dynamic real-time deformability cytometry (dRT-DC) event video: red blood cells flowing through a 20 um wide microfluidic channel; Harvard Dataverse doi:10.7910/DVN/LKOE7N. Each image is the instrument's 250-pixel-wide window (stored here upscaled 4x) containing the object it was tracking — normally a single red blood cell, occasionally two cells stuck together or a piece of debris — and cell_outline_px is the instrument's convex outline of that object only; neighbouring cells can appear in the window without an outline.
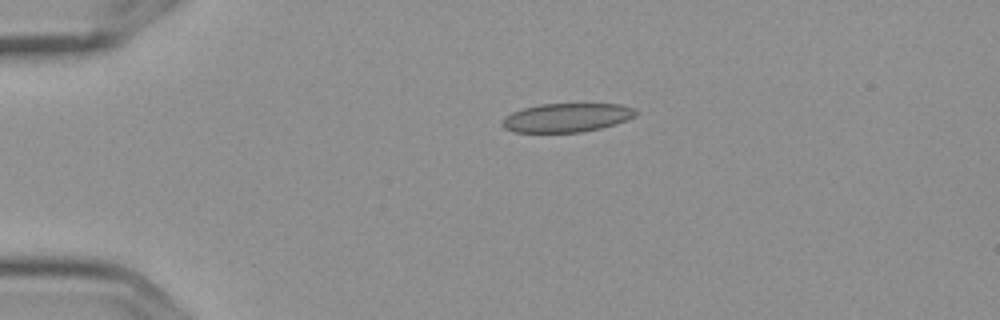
{"species": "Egyptian fruit bat (a non-hibernating species)", "species_latin": "Rousettus aegyptiacus", "temperature_condition": "cold", "stored_images_in_passage": 13, "camera_frame_rate_fps": 3000, "um_per_image_px": 0.085, "frame": {"image": 1, "passage_image": 2, "time_ms": 0.333, "image_size_px": [1000, 320], "cell_outline_px": [[636, 116], [616, 124], [600, 128], [580, 132], [512, 132], [504, 128], [500, 124], [512, 112], [524, 108], [540, 104], [620, 104], [632, 108], [636, 112]], "centroid_in_image_um": [48.17, 10.0], "position_along_channel_um": 36.8, "area_um2": 22.2}}
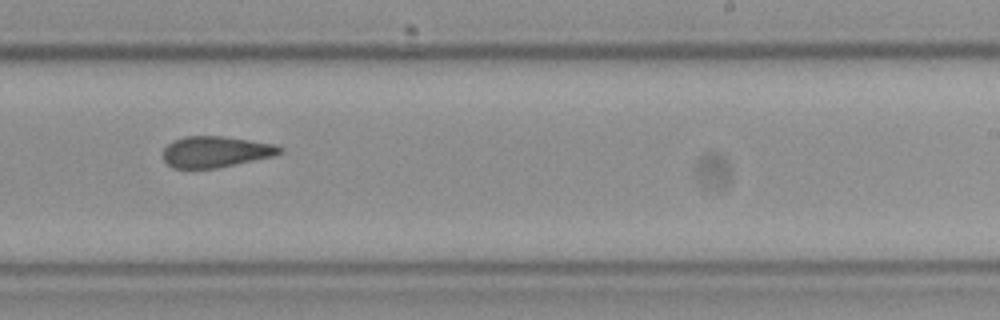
{"frame": {"image": 2, "passage_image": 8, "time_ms": 2.333, "image_size_px": [1000, 320], "cell_outline_px": [[284, 152], [276, 156], [216, 168], [172, 168], [164, 160], [164, 148], [172, 140], [184, 136], [224, 136], [276, 144], [284, 148]], "centroid_in_image_um": [18.38, 12.89], "position_along_channel_um": 270.6, "area_um2": 21.39}}
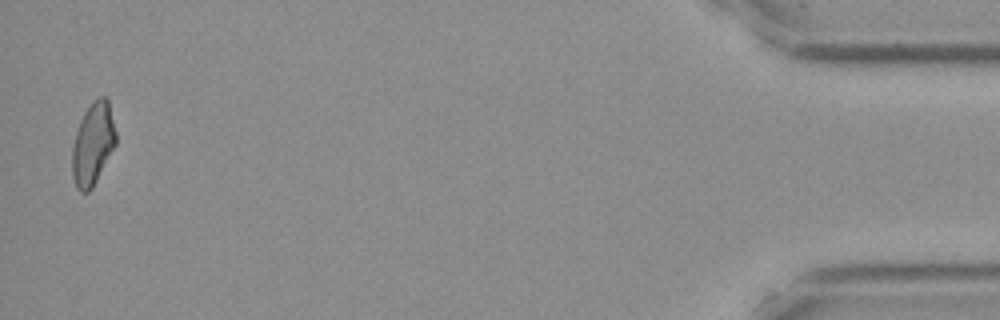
{"frame": {"image": 3, "passage_image": 13, "time_ms": 4.0, "image_size_px": [1000, 320], "cell_outline_px": [[116, 144], [92, 188], [88, 192], [80, 192], [76, 188], [72, 176], [72, 148], [76, 132], [80, 120], [84, 112], [92, 100], [100, 96], [104, 96], [108, 100], [116, 132]], "centroid_in_image_um": [7.89, 12.22], "position_along_channel_um": 427.3, "area_um2": 20.98}}